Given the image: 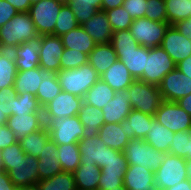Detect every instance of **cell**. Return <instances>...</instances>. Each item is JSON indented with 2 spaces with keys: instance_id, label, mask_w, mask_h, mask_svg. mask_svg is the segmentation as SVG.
<instances>
[{
  "instance_id": "1",
  "label": "cell",
  "mask_w": 191,
  "mask_h": 190,
  "mask_svg": "<svg viewBox=\"0 0 191 190\" xmlns=\"http://www.w3.org/2000/svg\"><path fill=\"white\" fill-rule=\"evenodd\" d=\"M38 36L29 12H18L0 27V50L11 51L16 46Z\"/></svg>"
},
{
  "instance_id": "2",
  "label": "cell",
  "mask_w": 191,
  "mask_h": 190,
  "mask_svg": "<svg viewBox=\"0 0 191 190\" xmlns=\"http://www.w3.org/2000/svg\"><path fill=\"white\" fill-rule=\"evenodd\" d=\"M56 77L62 91L81 98L100 79L96 70L89 63L77 68L60 70L56 73Z\"/></svg>"
},
{
  "instance_id": "3",
  "label": "cell",
  "mask_w": 191,
  "mask_h": 190,
  "mask_svg": "<svg viewBox=\"0 0 191 190\" xmlns=\"http://www.w3.org/2000/svg\"><path fill=\"white\" fill-rule=\"evenodd\" d=\"M50 139L57 145L79 143L83 139L84 126L79 116L44 118Z\"/></svg>"
},
{
  "instance_id": "4",
  "label": "cell",
  "mask_w": 191,
  "mask_h": 190,
  "mask_svg": "<svg viewBox=\"0 0 191 190\" xmlns=\"http://www.w3.org/2000/svg\"><path fill=\"white\" fill-rule=\"evenodd\" d=\"M132 109L155 116L159 105L163 101L157 85L134 80L127 88Z\"/></svg>"
},
{
  "instance_id": "5",
  "label": "cell",
  "mask_w": 191,
  "mask_h": 190,
  "mask_svg": "<svg viewBox=\"0 0 191 190\" xmlns=\"http://www.w3.org/2000/svg\"><path fill=\"white\" fill-rule=\"evenodd\" d=\"M128 165H141L154 173L163 162L164 153L155 150L145 140L138 137L130 139L124 150Z\"/></svg>"
},
{
  "instance_id": "6",
  "label": "cell",
  "mask_w": 191,
  "mask_h": 190,
  "mask_svg": "<svg viewBox=\"0 0 191 190\" xmlns=\"http://www.w3.org/2000/svg\"><path fill=\"white\" fill-rule=\"evenodd\" d=\"M175 68L176 63L161 46L146 47V69L139 80L158 86L164 76Z\"/></svg>"
},
{
  "instance_id": "7",
  "label": "cell",
  "mask_w": 191,
  "mask_h": 190,
  "mask_svg": "<svg viewBox=\"0 0 191 190\" xmlns=\"http://www.w3.org/2000/svg\"><path fill=\"white\" fill-rule=\"evenodd\" d=\"M155 187L168 189L188 179L186 172V159L164 154L163 162L157 172L154 173Z\"/></svg>"
},
{
  "instance_id": "8",
  "label": "cell",
  "mask_w": 191,
  "mask_h": 190,
  "mask_svg": "<svg viewBox=\"0 0 191 190\" xmlns=\"http://www.w3.org/2000/svg\"><path fill=\"white\" fill-rule=\"evenodd\" d=\"M169 26L168 22H156L142 17L133 20L129 31L138 44L147 48H153L161 46Z\"/></svg>"
},
{
  "instance_id": "9",
  "label": "cell",
  "mask_w": 191,
  "mask_h": 190,
  "mask_svg": "<svg viewBox=\"0 0 191 190\" xmlns=\"http://www.w3.org/2000/svg\"><path fill=\"white\" fill-rule=\"evenodd\" d=\"M63 5L57 0H40L30 6L29 14L39 36L54 35L57 16Z\"/></svg>"
},
{
  "instance_id": "10",
  "label": "cell",
  "mask_w": 191,
  "mask_h": 190,
  "mask_svg": "<svg viewBox=\"0 0 191 190\" xmlns=\"http://www.w3.org/2000/svg\"><path fill=\"white\" fill-rule=\"evenodd\" d=\"M78 146L81 163L97 165L100 169L112 158H117V155L121 152L107 147L98 135L81 139Z\"/></svg>"
},
{
  "instance_id": "11",
  "label": "cell",
  "mask_w": 191,
  "mask_h": 190,
  "mask_svg": "<svg viewBox=\"0 0 191 190\" xmlns=\"http://www.w3.org/2000/svg\"><path fill=\"white\" fill-rule=\"evenodd\" d=\"M155 118L174 133L191 130V116L176 102L163 100L156 111Z\"/></svg>"
},
{
  "instance_id": "12",
  "label": "cell",
  "mask_w": 191,
  "mask_h": 190,
  "mask_svg": "<svg viewBox=\"0 0 191 190\" xmlns=\"http://www.w3.org/2000/svg\"><path fill=\"white\" fill-rule=\"evenodd\" d=\"M158 88L163 100L176 102L191 94V78L176 67L164 76Z\"/></svg>"
},
{
  "instance_id": "13",
  "label": "cell",
  "mask_w": 191,
  "mask_h": 190,
  "mask_svg": "<svg viewBox=\"0 0 191 190\" xmlns=\"http://www.w3.org/2000/svg\"><path fill=\"white\" fill-rule=\"evenodd\" d=\"M3 171L8 173L16 188L35 185L39 181L38 158L32 155L26 154L23 160L15 165H3Z\"/></svg>"
},
{
  "instance_id": "14",
  "label": "cell",
  "mask_w": 191,
  "mask_h": 190,
  "mask_svg": "<svg viewBox=\"0 0 191 190\" xmlns=\"http://www.w3.org/2000/svg\"><path fill=\"white\" fill-rule=\"evenodd\" d=\"M64 48L61 37L53 34L42 35L39 66L46 72H59L61 70L60 58Z\"/></svg>"
},
{
  "instance_id": "15",
  "label": "cell",
  "mask_w": 191,
  "mask_h": 190,
  "mask_svg": "<svg viewBox=\"0 0 191 190\" xmlns=\"http://www.w3.org/2000/svg\"><path fill=\"white\" fill-rule=\"evenodd\" d=\"M83 98L61 91L44 108V118H64L78 115Z\"/></svg>"
},
{
  "instance_id": "16",
  "label": "cell",
  "mask_w": 191,
  "mask_h": 190,
  "mask_svg": "<svg viewBox=\"0 0 191 190\" xmlns=\"http://www.w3.org/2000/svg\"><path fill=\"white\" fill-rule=\"evenodd\" d=\"M161 47L170 55L176 65L191 55V40L170 25L166 30Z\"/></svg>"
},
{
  "instance_id": "17",
  "label": "cell",
  "mask_w": 191,
  "mask_h": 190,
  "mask_svg": "<svg viewBox=\"0 0 191 190\" xmlns=\"http://www.w3.org/2000/svg\"><path fill=\"white\" fill-rule=\"evenodd\" d=\"M41 44L42 36H38L11 50L17 71H26L39 67Z\"/></svg>"
},
{
  "instance_id": "18",
  "label": "cell",
  "mask_w": 191,
  "mask_h": 190,
  "mask_svg": "<svg viewBox=\"0 0 191 190\" xmlns=\"http://www.w3.org/2000/svg\"><path fill=\"white\" fill-rule=\"evenodd\" d=\"M6 125L14 132L16 138L20 140L24 136L45 127L44 115L43 112L10 115Z\"/></svg>"
},
{
  "instance_id": "19",
  "label": "cell",
  "mask_w": 191,
  "mask_h": 190,
  "mask_svg": "<svg viewBox=\"0 0 191 190\" xmlns=\"http://www.w3.org/2000/svg\"><path fill=\"white\" fill-rule=\"evenodd\" d=\"M131 110L129 91H115L114 97L102 108L105 124L122 123Z\"/></svg>"
},
{
  "instance_id": "20",
  "label": "cell",
  "mask_w": 191,
  "mask_h": 190,
  "mask_svg": "<svg viewBox=\"0 0 191 190\" xmlns=\"http://www.w3.org/2000/svg\"><path fill=\"white\" fill-rule=\"evenodd\" d=\"M123 186L127 190H151L155 187L154 172L141 165H128Z\"/></svg>"
},
{
  "instance_id": "21",
  "label": "cell",
  "mask_w": 191,
  "mask_h": 190,
  "mask_svg": "<svg viewBox=\"0 0 191 190\" xmlns=\"http://www.w3.org/2000/svg\"><path fill=\"white\" fill-rule=\"evenodd\" d=\"M58 159L57 144L49 139L38 156L39 180L49 179L63 171Z\"/></svg>"
},
{
  "instance_id": "22",
  "label": "cell",
  "mask_w": 191,
  "mask_h": 190,
  "mask_svg": "<svg viewBox=\"0 0 191 190\" xmlns=\"http://www.w3.org/2000/svg\"><path fill=\"white\" fill-rule=\"evenodd\" d=\"M82 27L97 44L111 43L113 30L105 11H97Z\"/></svg>"
},
{
  "instance_id": "23",
  "label": "cell",
  "mask_w": 191,
  "mask_h": 190,
  "mask_svg": "<svg viewBox=\"0 0 191 190\" xmlns=\"http://www.w3.org/2000/svg\"><path fill=\"white\" fill-rule=\"evenodd\" d=\"M154 118L155 116L132 109L126 119L122 121V129L127 130L129 139L138 137L144 140Z\"/></svg>"
},
{
  "instance_id": "24",
  "label": "cell",
  "mask_w": 191,
  "mask_h": 190,
  "mask_svg": "<svg viewBox=\"0 0 191 190\" xmlns=\"http://www.w3.org/2000/svg\"><path fill=\"white\" fill-rule=\"evenodd\" d=\"M114 91L127 90L135 80L127 67L120 60H116L101 76Z\"/></svg>"
},
{
  "instance_id": "25",
  "label": "cell",
  "mask_w": 191,
  "mask_h": 190,
  "mask_svg": "<svg viewBox=\"0 0 191 190\" xmlns=\"http://www.w3.org/2000/svg\"><path fill=\"white\" fill-rule=\"evenodd\" d=\"M46 73L40 66L26 71H17L14 83L17 94L30 93L36 97L38 87Z\"/></svg>"
},
{
  "instance_id": "26",
  "label": "cell",
  "mask_w": 191,
  "mask_h": 190,
  "mask_svg": "<svg viewBox=\"0 0 191 190\" xmlns=\"http://www.w3.org/2000/svg\"><path fill=\"white\" fill-rule=\"evenodd\" d=\"M98 136L107 147L124 152L130 139L127 130L122 129L121 123L103 124L98 131Z\"/></svg>"
},
{
  "instance_id": "27",
  "label": "cell",
  "mask_w": 191,
  "mask_h": 190,
  "mask_svg": "<svg viewBox=\"0 0 191 190\" xmlns=\"http://www.w3.org/2000/svg\"><path fill=\"white\" fill-rule=\"evenodd\" d=\"M80 122L83 124V138L87 139L98 135L99 128L105 124L102 109L82 103L78 113Z\"/></svg>"
},
{
  "instance_id": "28",
  "label": "cell",
  "mask_w": 191,
  "mask_h": 190,
  "mask_svg": "<svg viewBox=\"0 0 191 190\" xmlns=\"http://www.w3.org/2000/svg\"><path fill=\"white\" fill-rule=\"evenodd\" d=\"M115 52L118 60L123 62L135 80L143 76L144 69H146V47L140 45L135 50Z\"/></svg>"
},
{
  "instance_id": "29",
  "label": "cell",
  "mask_w": 191,
  "mask_h": 190,
  "mask_svg": "<svg viewBox=\"0 0 191 190\" xmlns=\"http://www.w3.org/2000/svg\"><path fill=\"white\" fill-rule=\"evenodd\" d=\"M117 54L111 43L97 44L88 55V63L101 76L117 60Z\"/></svg>"
},
{
  "instance_id": "30",
  "label": "cell",
  "mask_w": 191,
  "mask_h": 190,
  "mask_svg": "<svg viewBox=\"0 0 191 190\" xmlns=\"http://www.w3.org/2000/svg\"><path fill=\"white\" fill-rule=\"evenodd\" d=\"M73 175L76 190H98L101 169L97 165L81 163Z\"/></svg>"
},
{
  "instance_id": "31",
  "label": "cell",
  "mask_w": 191,
  "mask_h": 190,
  "mask_svg": "<svg viewBox=\"0 0 191 190\" xmlns=\"http://www.w3.org/2000/svg\"><path fill=\"white\" fill-rule=\"evenodd\" d=\"M174 134V132L154 118L151 122V128L148 130L144 140L155 150L166 154L169 151Z\"/></svg>"
},
{
  "instance_id": "32",
  "label": "cell",
  "mask_w": 191,
  "mask_h": 190,
  "mask_svg": "<svg viewBox=\"0 0 191 190\" xmlns=\"http://www.w3.org/2000/svg\"><path fill=\"white\" fill-rule=\"evenodd\" d=\"M60 37L65 48L73 50L76 49L87 55H89L97 45L91 36L85 32V29L82 27V25H79L76 29L63 34Z\"/></svg>"
},
{
  "instance_id": "33",
  "label": "cell",
  "mask_w": 191,
  "mask_h": 190,
  "mask_svg": "<svg viewBox=\"0 0 191 190\" xmlns=\"http://www.w3.org/2000/svg\"><path fill=\"white\" fill-rule=\"evenodd\" d=\"M115 91L102 79H99L91 88L85 93L83 102L102 109L113 97Z\"/></svg>"
},
{
  "instance_id": "34",
  "label": "cell",
  "mask_w": 191,
  "mask_h": 190,
  "mask_svg": "<svg viewBox=\"0 0 191 190\" xmlns=\"http://www.w3.org/2000/svg\"><path fill=\"white\" fill-rule=\"evenodd\" d=\"M50 139V135L46 127L41 130L34 131L20 140L22 150L34 157H37L41 154L44 149L46 142Z\"/></svg>"
},
{
  "instance_id": "35",
  "label": "cell",
  "mask_w": 191,
  "mask_h": 190,
  "mask_svg": "<svg viewBox=\"0 0 191 190\" xmlns=\"http://www.w3.org/2000/svg\"><path fill=\"white\" fill-rule=\"evenodd\" d=\"M57 152L63 171L73 173L81 164L78 143L57 145Z\"/></svg>"
},
{
  "instance_id": "36",
  "label": "cell",
  "mask_w": 191,
  "mask_h": 190,
  "mask_svg": "<svg viewBox=\"0 0 191 190\" xmlns=\"http://www.w3.org/2000/svg\"><path fill=\"white\" fill-rule=\"evenodd\" d=\"M62 88L58 83L56 73L47 72L43 78V82L40 83L36 98L39 104L44 108L51 100H53L60 92Z\"/></svg>"
},
{
  "instance_id": "37",
  "label": "cell",
  "mask_w": 191,
  "mask_h": 190,
  "mask_svg": "<svg viewBox=\"0 0 191 190\" xmlns=\"http://www.w3.org/2000/svg\"><path fill=\"white\" fill-rule=\"evenodd\" d=\"M67 4L71 7L79 25L101 10V0H69Z\"/></svg>"
},
{
  "instance_id": "38",
  "label": "cell",
  "mask_w": 191,
  "mask_h": 190,
  "mask_svg": "<svg viewBox=\"0 0 191 190\" xmlns=\"http://www.w3.org/2000/svg\"><path fill=\"white\" fill-rule=\"evenodd\" d=\"M16 74L17 68L11 51L0 50V89L14 86Z\"/></svg>"
},
{
  "instance_id": "39",
  "label": "cell",
  "mask_w": 191,
  "mask_h": 190,
  "mask_svg": "<svg viewBox=\"0 0 191 190\" xmlns=\"http://www.w3.org/2000/svg\"><path fill=\"white\" fill-rule=\"evenodd\" d=\"M170 25L191 17V0H164Z\"/></svg>"
},
{
  "instance_id": "40",
  "label": "cell",
  "mask_w": 191,
  "mask_h": 190,
  "mask_svg": "<svg viewBox=\"0 0 191 190\" xmlns=\"http://www.w3.org/2000/svg\"><path fill=\"white\" fill-rule=\"evenodd\" d=\"M40 190H76L73 173L62 171L53 177L39 180Z\"/></svg>"
},
{
  "instance_id": "41",
  "label": "cell",
  "mask_w": 191,
  "mask_h": 190,
  "mask_svg": "<svg viewBox=\"0 0 191 190\" xmlns=\"http://www.w3.org/2000/svg\"><path fill=\"white\" fill-rule=\"evenodd\" d=\"M79 23L76 21V17L68 4H64L57 16L54 35L62 36L71 30L76 29Z\"/></svg>"
},
{
  "instance_id": "42",
  "label": "cell",
  "mask_w": 191,
  "mask_h": 190,
  "mask_svg": "<svg viewBox=\"0 0 191 190\" xmlns=\"http://www.w3.org/2000/svg\"><path fill=\"white\" fill-rule=\"evenodd\" d=\"M34 112H43V108L39 104L38 99L30 93L17 94V97L14 98L12 115L31 114Z\"/></svg>"
},
{
  "instance_id": "43",
  "label": "cell",
  "mask_w": 191,
  "mask_h": 190,
  "mask_svg": "<svg viewBox=\"0 0 191 190\" xmlns=\"http://www.w3.org/2000/svg\"><path fill=\"white\" fill-rule=\"evenodd\" d=\"M168 153L182 158L191 156V130L176 132Z\"/></svg>"
},
{
  "instance_id": "44",
  "label": "cell",
  "mask_w": 191,
  "mask_h": 190,
  "mask_svg": "<svg viewBox=\"0 0 191 190\" xmlns=\"http://www.w3.org/2000/svg\"><path fill=\"white\" fill-rule=\"evenodd\" d=\"M105 13L113 32L129 29L134 20L123 6L106 10Z\"/></svg>"
},
{
  "instance_id": "45",
  "label": "cell",
  "mask_w": 191,
  "mask_h": 190,
  "mask_svg": "<svg viewBox=\"0 0 191 190\" xmlns=\"http://www.w3.org/2000/svg\"><path fill=\"white\" fill-rule=\"evenodd\" d=\"M111 44L114 51L135 50L140 46L129 29L113 32Z\"/></svg>"
},
{
  "instance_id": "46",
  "label": "cell",
  "mask_w": 191,
  "mask_h": 190,
  "mask_svg": "<svg viewBox=\"0 0 191 190\" xmlns=\"http://www.w3.org/2000/svg\"><path fill=\"white\" fill-rule=\"evenodd\" d=\"M88 63V55L78 50L64 48L60 58L61 70L77 68Z\"/></svg>"
},
{
  "instance_id": "47",
  "label": "cell",
  "mask_w": 191,
  "mask_h": 190,
  "mask_svg": "<svg viewBox=\"0 0 191 190\" xmlns=\"http://www.w3.org/2000/svg\"><path fill=\"white\" fill-rule=\"evenodd\" d=\"M145 17L156 22H168L164 0H147Z\"/></svg>"
},
{
  "instance_id": "48",
  "label": "cell",
  "mask_w": 191,
  "mask_h": 190,
  "mask_svg": "<svg viewBox=\"0 0 191 190\" xmlns=\"http://www.w3.org/2000/svg\"><path fill=\"white\" fill-rule=\"evenodd\" d=\"M25 156L26 153L22 150L19 141L1 150L3 165H15Z\"/></svg>"
},
{
  "instance_id": "49",
  "label": "cell",
  "mask_w": 191,
  "mask_h": 190,
  "mask_svg": "<svg viewBox=\"0 0 191 190\" xmlns=\"http://www.w3.org/2000/svg\"><path fill=\"white\" fill-rule=\"evenodd\" d=\"M127 167L128 163L125 154L120 152L117 158H112L109 162L105 163V166L101 168V174L124 176Z\"/></svg>"
},
{
  "instance_id": "50",
  "label": "cell",
  "mask_w": 191,
  "mask_h": 190,
  "mask_svg": "<svg viewBox=\"0 0 191 190\" xmlns=\"http://www.w3.org/2000/svg\"><path fill=\"white\" fill-rule=\"evenodd\" d=\"M15 97H17V92L14 86L0 89V111H2L8 117L12 115Z\"/></svg>"
},
{
  "instance_id": "51",
  "label": "cell",
  "mask_w": 191,
  "mask_h": 190,
  "mask_svg": "<svg viewBox=\"0 0 191 190\" xmlns=\"http://www.w3.org/2000/svg\"><path fill=\"white\" fill-rule=\"evenodd\" d=\"M123 7L131 15L132 19L145 17L147 0H125Z\"/></svg>"
},
{
  "instance_id": "52",
  "label": "cell",
  "mask_w": 191,
  "mask_h": 190,
  "mask_svg": "<svg viewBox=\"0 0 191 190\" xmlns=\"http://www.w3.org/2000/svg\"><path fill=\"white\" fill-rule=\"evenodd\" d=\"M124 176L101 174L98 190H114L123 185Z\"/></svg>"
},
{
  "instance_id": "53",
  "label": "cell",
  "mask_w": 191,
  "mask_h": 190,
  "mask_svg": "<svg viewBox=\"0 0 191 190\" xmlns=\"http://www.w3.org/2000/svg\"><path fill=\"white\" fill-rule=\"evenodd\" d=\"M18 11L6 0H0V27L11 20Z\"/></svg>"
},
{
  "instance_id": "54",
  "label": "cell",
  "mask_w": 191,
  "mask_h": 190,
  "mask_svg": "<svg viewBox=\"0 0 191 190\" xmlns=\"http://www.w3.org/2000/svg\"><path fill=\"white\" fill-rule=\"evenodd\" d=\"M18 142L14 132L7 125H0V150Z\"/></svg>"
},
{
  "instance_id": "55",
  "label": "cell",
  "mask_w": 191,
  "mask_h": 190,
  "mask_svg": "<svg viewBox=\"0 0 191 190\" xmlns=\"http://www.w3.org/2000/svg\"><path fill=\"white\" fill-rule=\"evenodd\" d=\"M174 26L179 30L181 34L191 40V17L186 20L178 21Z\"/></svg>"
},
{
  "instance_id": "56",
  "label": "cell",
  "mask_w": 191,
  "mask_h": 190,
  "mask_svg": "<svg viewBox=\"0 0 191 190\" xmlns=\"http://www.w3.org/2000/svg\"><path fill=\"white\" fill-rule=\"evenodd\" d=\"M0 190H17L7 172H0Z\"/></svg>"
},
{
  "instance_id": "57",
  "label": "cell",
  "mask_w": 191,
  "mask_h": 190,
  "mask_svg": "<svg viewBox=\"0 0 191 190\" xmlns=\"http://www.w3.org/2000/svg\"><path fill=\"white\" fill-rule=\"evenodd\" d=\"M11 5L14 6V8L18 12H29L31 3L30 0H6Z\"/></svg>"
},
{
  "instance_id": "58",
  "label": "cell",
  "mask_w": 191,
  "mask_h": 190,
  "mask_svg": "<svg viewBox=\"0 0 191 190\" xmlns=\"http://www.w3.org/2000/svg\"><path fill=\"white\" fill-rule=\"evenodd\" d=\"M176 67L191 78V55L179 62Z\"/></svg>"
},
{
  "instance_id": "59",
  "label": "cell",
  "mask_w": 191,
  "mask_h": 190,
  "mask_svg": "<svg viewBox=\"0 0 191 190\" xmlns=\"http://www.w3.org/2000/svg\"><path fill=\"white\" fill-rule=\"evenodd\" d=\"M125 0H101V10L106 11L116 7L123 6Z\"/></svg>"
},
{
  "instance_id": "60",
  "label": "cell",
  "mask_w": 191,
  "mask_h": 190,
  "mask_svg": "<svg viewBox=\"0 0 191 190\" xmlns=\"http://www.w3.org/2000/svg\"><path fill=\"white\" fill-rule=\"evenodd\" d=\"M191 116V94L176 101Z\"/></svg>"
},
{
  "instance_id": "61",
  "label": "cell",
  "mask_w": 191,
  "mask_h": 190,
  "mask_svg": "<svg viewBox=\"0 0 191 190\" xmlns=\"http://www.w3.org/2000/svg\"><path fill=\"white\" fill-rule=\"evenodd\" d=\"M164 190H191V182L189 181V179H186L178 183L177 185Z\"/></svg>"
},
{
  "instance_id": "62",
  "label": "cell",
  "mask_w": 191,
  "mask_h": 190,
  "mask_svg": "<svg viewBox=\"0 0 191 190\" xmlns=\"http://www.w3.org/2000/svg\"><path fill=\"white\" fill-rule=\"evenodd\" d=\"M17 190H40V189H39V186L37 184H35V185L19 187V188H17Z\"/></svg>"
},
{
  "instance_id": "63",
  "label": "cell",
  "mask_w": 191,
  "mask_h": 190,
  "mask_svg": "<svg viewBox=\"0 0 191 190\" xmlns=\"http://www.w3.org/2000/svg\"><path fill=\"white\" fill-rule=\"evenodd\" d=\"M8 116L0 111V125H6Z\"/></svg>"
},
{
  "instance_id": "64",
  "label": "cell",
  "mask_w": 191,
  "mask_h": 190,
  "mask_svg": "<svg viewBox=\"0 0 191 190\" xmlns=\"http://www.w3.org/2000/svg\"><path fill=\"white\" fill-rule=\"evenodd\" d=\"M186 172L187 176L191 177V160H186Z\"/></svg>"
},
{
  "instance_id": "65",
  "label": "cell",
  "mask_w": 191,
  "mask_h": 190,
  "mask_svg": "<svg viewBox=\"0 0 191 190\" xmlns=\"http://www.w3.org/2000/svg\"><path fill=\"white\" fill-rule=\"evenodd\" d=\"M2 171H3V163H2L1 150H0V172Z\"/></svg>"
},
{
  "instance_id": "66",
  "label": "cell",
  "mask_w": 191,
  "mask_h": 190,
  "mask_svg": "<svg viewBox=\"0 0 191 190\" xmlns=\"http://www.w3.org/2000/svg\"><path fill=\"white\" fill-rule=\"evenodd\" d=\"M40 0H30L31 5L38 3Z\"/></svg>"
},
{
  "instance_id": "67",
  "label": "cell",
  "mask_w": 191,
  "mask_h": 190,
  "mask_svg": "<svg viewBox=\"0 0 191 190\" xmlns=\"http://www.w3.org/2000/svg\"><path fill=\"white\" fill-rule=\"evenodd\" d=\"M114 190H127L123 185L118 187V189H114Z\"/></svg>"
},
{
  "instance_id": "68",
  "label": "cell",
  "mask_w": 191,
  "mask_h": 190,
  "mask_svg": "<svg viewBox=\"0 0 191 190\" xmlns=\"http://www.w3.org/2000/svg\"><path fill=\"white\" fill-rule=\"evenodd\" d=\"M57 1L67 4L69 0H57Z\"/></svg>"
},
{
  "instance_id": "69",
  "label": "cell",
  "mask_w": 191,
  "mask_h": 190,
  "mask_svg": "<svg viewBox=\"0 0 191 190\" xmlns=\"http://www.w3.org/2000/svg\"><path fill=\"white\" fill-rule=\"evenodd\" d=\"M185 159L186 160H191V156H186Z\"/></svg>"
},
{
  "instance_id": "70",
  "label": "cell",
  "mask_w": 191,
  "mask_h": 190,
  "mask_svg": "<svg viewBox=\"0 0 191 190\" xmlns=\"http://www.w3.org/2000/svg\"><path fill=\"white\" fill-rule=\"evenodd\" d=\"M151 190H163V189H159V188H157V187H154V188L151 189Z\"/></svg>"
}]
</instances>
